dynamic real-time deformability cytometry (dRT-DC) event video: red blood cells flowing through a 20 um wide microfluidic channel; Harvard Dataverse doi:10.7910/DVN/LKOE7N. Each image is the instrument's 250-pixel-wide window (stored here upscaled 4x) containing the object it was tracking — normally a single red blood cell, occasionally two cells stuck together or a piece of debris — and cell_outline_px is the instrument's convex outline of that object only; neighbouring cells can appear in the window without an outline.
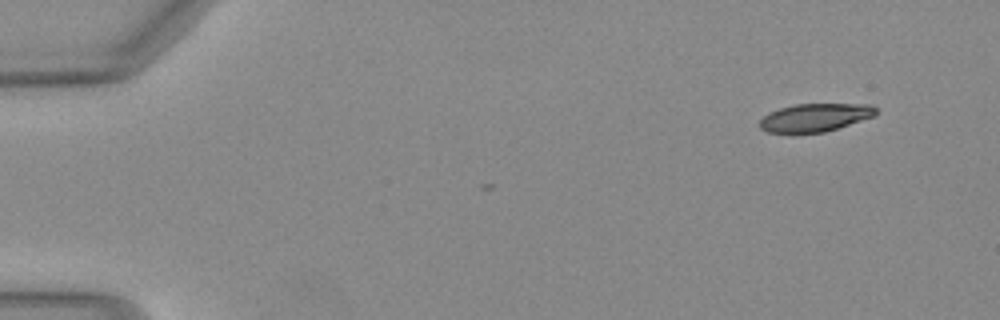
{"species": "Egyptian fruit bat (a non-hibernating species)", "species_latin": "Rousettus aegyptiacus", "temperature_condition": "warm", "stored_images_in_passage": 4, "camera_frame_rate_fps": 3000, "um_per_image_px": 0.085, "animal": {"sex": "female"}, "frame": {"image": 1, "passage_image": 1, "time_ms": 0.0, "image_size_px": [1000, 320], "cell_outline_px": [[880, 112], [876, 116], [824, 132], [768, 132], [760, 128], [760, 120], [768, 112], [780, 108], [796, 104], [872, 104]], "centroid_in_image_um": [69.33, 9.97], "position_along_channel_um": 15.7, "area_um2": 18.96}}